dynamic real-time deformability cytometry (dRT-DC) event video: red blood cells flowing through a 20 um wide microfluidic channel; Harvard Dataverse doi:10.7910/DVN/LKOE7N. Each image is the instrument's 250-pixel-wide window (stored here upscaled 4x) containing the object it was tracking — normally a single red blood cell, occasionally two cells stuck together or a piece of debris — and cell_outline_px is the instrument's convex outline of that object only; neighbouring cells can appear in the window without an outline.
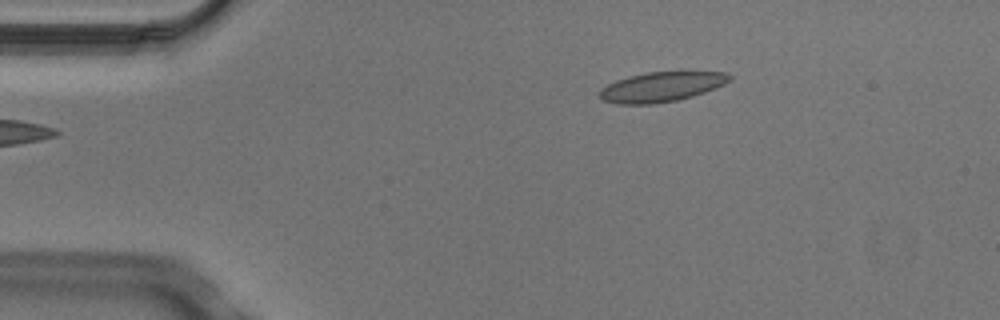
{"species": "Egyptian fruit bat (a non-hibernating species)", "species_latin": "Rousettus aegyptiacus", "temperature_condition": "cold", "stored_images_in_passage": 6, "camera_frame_rate_fps": 3000, "um_per_image_px": 0.085, "animal": {"sex": "male"}, "frame": {"image": 1, "passage_image": 6, "time_ms": 1.667, "image_size_px": [1000, 320], "cell_outline_px": [[732, 80], [716, 88], [692, 96], [676, 100], [652, 104], [616, 104], [600, 100], [600, 88], [616, 80], [628, 76], [648, 72], [728, 72], [732, 76]], "centroid_in_image_um": [56.21, 7.38], "position_along_channel_um": 28.8, "area_um2": 22.6}}